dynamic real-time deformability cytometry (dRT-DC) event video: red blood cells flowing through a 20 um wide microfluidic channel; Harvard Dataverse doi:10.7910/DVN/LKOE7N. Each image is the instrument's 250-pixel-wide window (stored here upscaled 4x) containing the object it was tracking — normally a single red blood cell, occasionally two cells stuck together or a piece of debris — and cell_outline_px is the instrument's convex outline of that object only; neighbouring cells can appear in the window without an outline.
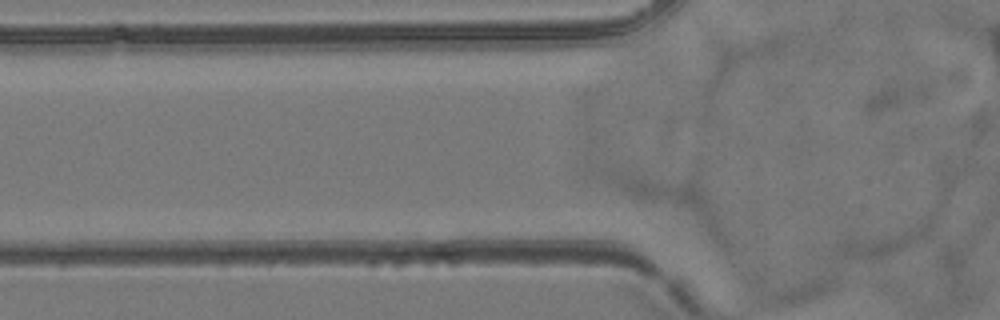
{"species": "common noctule bat (a hibernating species)", "species_latin": "Nyctalus noctula", "temperature_condition": "room temperature", "stored_images_in_passage": 3, "camera_frame_rate_fps": 3000, "um_per_image_px": 0.085, "animal": {"sex": "female", "body_mass_g": 24.6, "forearm_length_mm": 56.2}, "frame": {"image": 1, "passage_image": 3, "time_ms": 0.667, "image_size_px": [1000, 320], "cell_outline_px": [[936, 216], [932, 228], [928, 236], [880, 260], [840, 260], [832, 256], [832, 252], [840, 240], [844, 236], [932, 212], [936, 212]], "centroid_in_image_um": [75.16, 20.33], "position_along_channel_um": 50.6, "area_um2": 19.54}}